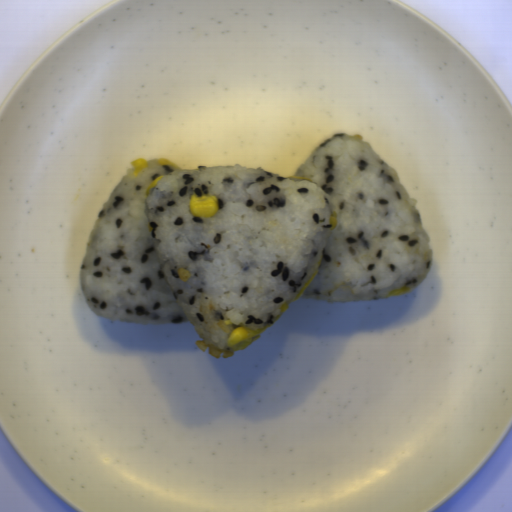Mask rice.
Listing matches in <instances>:
<instances>
[{
  "instance_id": "rice-1",
  "label": "rice",
  "mask_w": 512,
  "mask_h": 512,
  "mask_svg": "<svg viewBox=\"0 0 512 512\" xmlns=\"http://www.w3.org/2000/svg\"><path fill=\"white\" fill-rule=\"evenodd\" d=\"M146 162L108 197L79 270L89 310L107 320L190 322L200 350L225 358L236 327L267 329L316 271L300 297L351 303L414 290L431 268V240L397 171L360 134L336 133L287 177ZM193 194L218 198V213L195 217Z\"/></svg>"
}]
</instances>
